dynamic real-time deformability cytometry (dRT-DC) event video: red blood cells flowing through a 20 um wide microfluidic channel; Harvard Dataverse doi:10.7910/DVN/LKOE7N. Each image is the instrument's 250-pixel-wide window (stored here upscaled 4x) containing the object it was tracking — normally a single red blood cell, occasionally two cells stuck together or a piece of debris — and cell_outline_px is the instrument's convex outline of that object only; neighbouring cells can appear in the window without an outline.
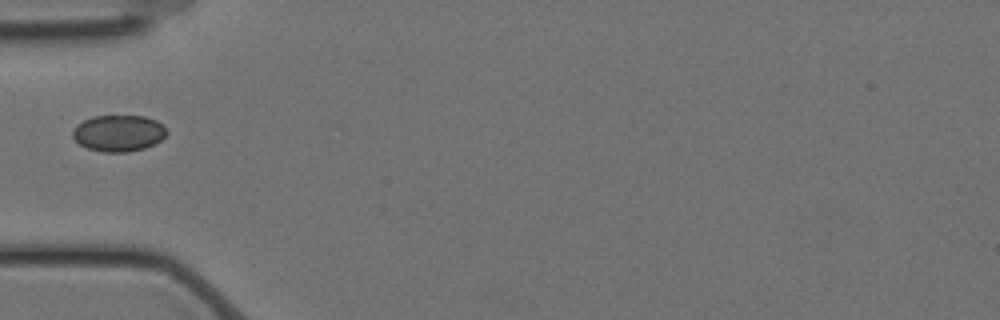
{"species": "Egyptian fruit bat (a non-hibernating species)", "species_latin": "Rousettus aegyptiacus", "temperature_condition": "cold", "stored_images_in_passage": 36, "camera_frame_rate_fps": 3000, "um_per_image_px": 0.085, "animal": {"sex": "female"}, "frame": {"image": 1, "passage_image": 1, "time_ms": 0.0, "image_size_px": [1000, 320], "cell_outline_px": [[168, 132], [160, 140], [144, 148], [128, 152], [104, 152], [88, 148], [80, 144], [72, 136], [72, 132], [76, 124], [92, 116], [144, 116], [156, 120]], "centroid_in_image_um": [10.05, 11.31], "position_along_channel_um": 75.0, "area_um2": 19.77}}
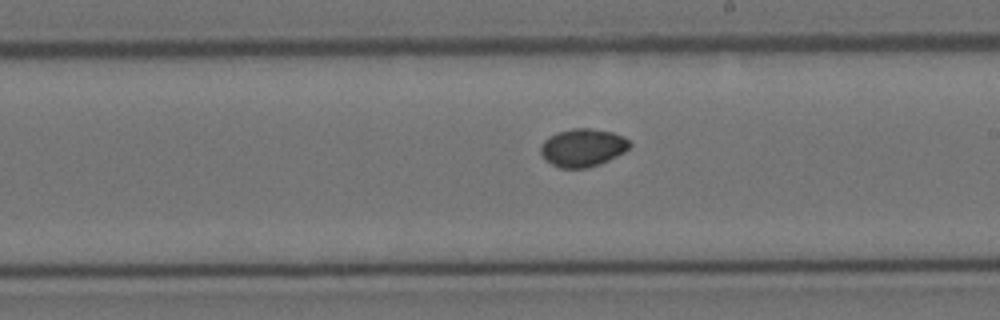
{"frame": {"image": 2, "passage_image": 15, "time_ms": 4.667, "image_size_px": [1000, 320], "cell_outline_px": [[632, 144], [624, 152], [600, 164], [588, 168], [560, 168], [552, 164], [540, 152], [540, 144], [548, 136], [556, 132], [572, 128], [588, 128], [612, 132], [624, 136]], "centroid_in_image_um": [49.53, 12.54], "position_along_channel_um": 239.5, "area_um2": 19.71}}
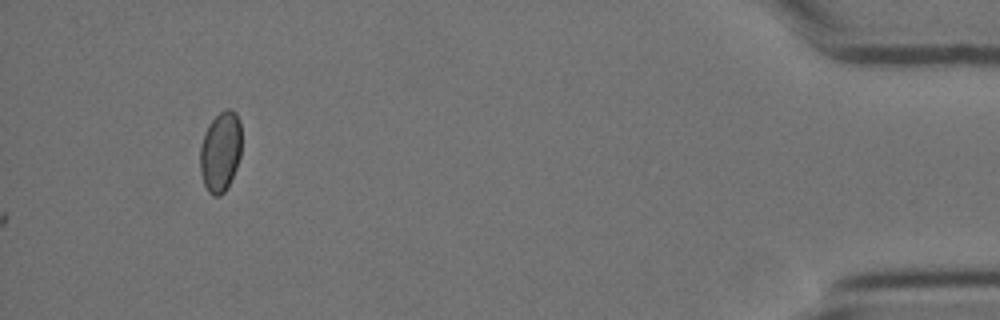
{"frame": {"image": 3, "passage_image": 36, "time_ms": 11.667, "image_size_px": [1000, 320], "cell_outline_px": [[240, 156], [236, 168], [228, 188], [220, 196], [212, 196], [208, 192], [204, 184], [200, 172], [200, 148], [208, 124], [220, 112], [228, 108], [232, 108], [236, 112], [240, 120]], "centroid_in_image_um": [18.74, 12.9], "position_along_channel_um": 416.5, "area_um2": 19.48}}